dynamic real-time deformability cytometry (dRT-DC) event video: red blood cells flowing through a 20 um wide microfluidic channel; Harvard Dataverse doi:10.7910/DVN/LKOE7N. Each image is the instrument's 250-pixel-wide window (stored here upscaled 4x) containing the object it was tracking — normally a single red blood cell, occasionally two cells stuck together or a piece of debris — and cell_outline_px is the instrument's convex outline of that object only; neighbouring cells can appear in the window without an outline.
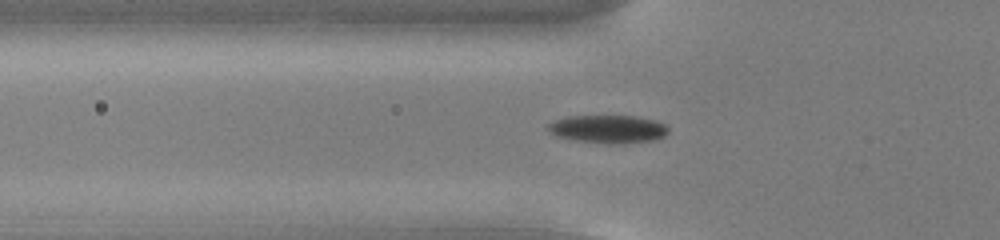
{"species": "common noctule bat (a hibernating species)", "species_latin": "Nyctalus noctula", "temperature_condition": "cold", "stored_images_in_passage": 46, "camera_frame_rate_fps": 3000, "um_per_image_px": 0.085, "animal": {"sex": "male", "body_mass_g": 13.0, "forearm_length_mm": 53.1}, "frame": {"image": 1, "passage_image": 10, "time_ms": 3.0, "image_size_px": [1000, 240], "cell_outline_px": [[668, 132], [664, 136], [656, 140], [624, 144], [608, 144], [568, 140], [556, 136], [548, 132], [544, 128], [548, 124], [556, 120], [568, 116], [640, 116], [656, 120], [664, 124], [668, 128]], "centroid_in_image_um": [51.66, 10.99], "position_along_channel_um": 74.1, "area_um2": 20.23}}
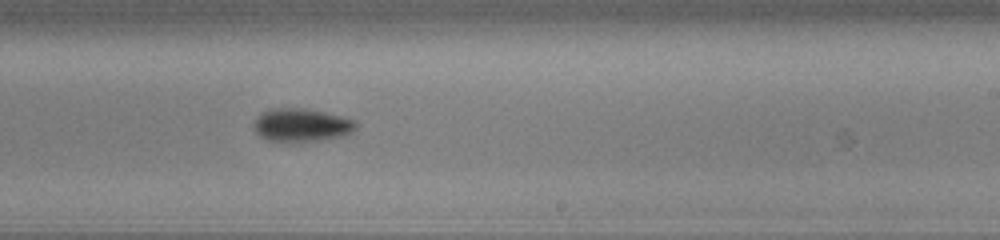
{"frame": {"image": 2, "passage_image": 25, "time_ms": 8.0, "image_size_px": [1000, 240], "cell_outline_px": [[356, 128], [352, 132], [340, 136], [320, 140], [268, 140], [260, 136], [252, 128], [252, 124], [260, 112], [268, 108], [304, 108], [324, 112], [356, 120]], "centroid_in_image_um": [25.58, 10.59], "position_along_channel_um": 263.4, "area_um2": 19.54}}
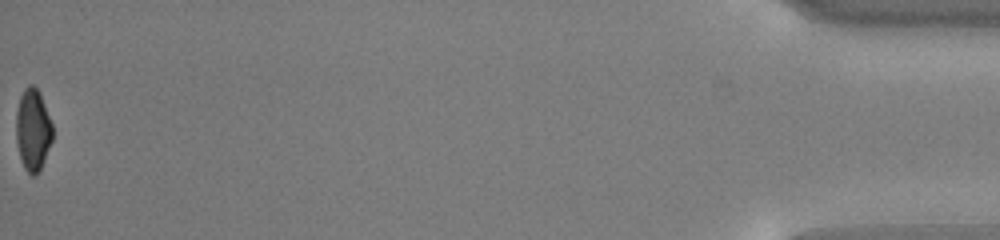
{"frame": {"image": 3, "passage_image": 46, "time_ms": 15.0, "image_size_px": [1000, 240], "cell_outline_px": [[52, 140], [40, 168], [36, 176], [32, 176], [24, 168], [20, 156], [16, 140], [16, 112], [20, 96], [24, 88], [28, 84], [32, 84], [40, 92], [52, 124]], "centroid_in_image_um": [2.78, 11.0], "position_along_channel_um": 432.4, "area_um2": 17.28}, "authors_computed_cell_mechanics": {"area_um2": 19.2185, "velocity_mm_per_s": 3.7864, "shape_relaxation_time_tau1_ms": 2.998, "shape_relaxation_time_tau2_ms": null, "deformation_change_tau1": 0.1133, "deformation_change_tau2": null}}